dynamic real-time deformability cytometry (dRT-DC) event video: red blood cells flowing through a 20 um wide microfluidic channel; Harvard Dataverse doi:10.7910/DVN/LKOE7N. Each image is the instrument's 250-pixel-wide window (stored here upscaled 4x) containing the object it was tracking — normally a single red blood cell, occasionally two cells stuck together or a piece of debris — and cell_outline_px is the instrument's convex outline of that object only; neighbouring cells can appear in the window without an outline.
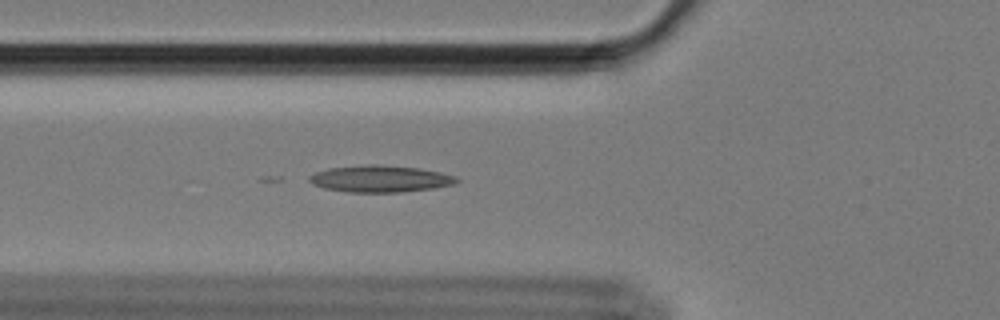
{"species": "Egyptian fruit bat (a non-hibernating species)", "species_latin": "Rousettus aegyptiacus", "temperature_condition": "cold", "stored_images_in_passage": 45, "camera_frame_rate_fps": 3000, "um_per_image_px": 0.085, "animal": {"sex": "female"}, "frame": {"image": 1, "passage_image": 8, "time_ms": 2.333, "image_size_px": [1000, 320], "cell_outline_px": [[460, 180], [456, 184], [432, 188], [400, 192], [348, 192], [324, 188], [312, 184], [308, 180], [308, 176], [316, 172], [328, 168], [364, 164], [376, 164], [420, 168], [440, 172], [456, 176]], "centroid_in_image_um": [32.31, 15.19], "position_along_channel_um": 93.5, "area_um2": 23.12}}
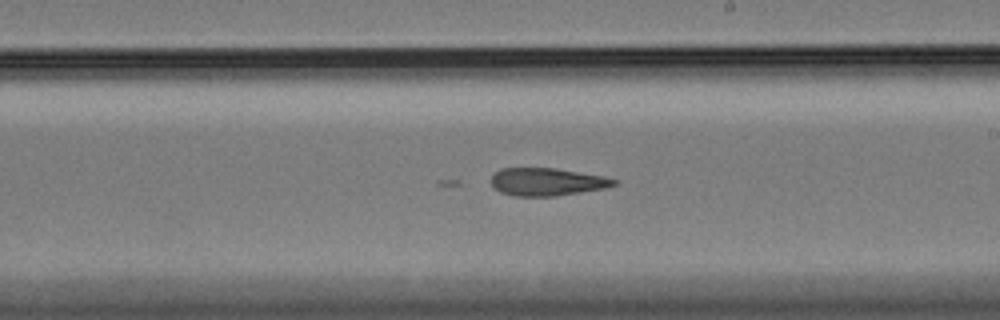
{"frame": {"image": 2, "passage_image": 21, "time_ms": 6.667, "image_size_px": [1000, 320], "cell_outline_px": [[620, 180], [616, 184], [608, 188], [556, 196], [516, 196], [500, 192], [492, 188], [492, 176], [500, 168], [556, 168], [604, 176]], "centroid_in_image_um": [46.53, 15.46], "position_along_channel_um": 242.5, "area_um2": 20.06}}
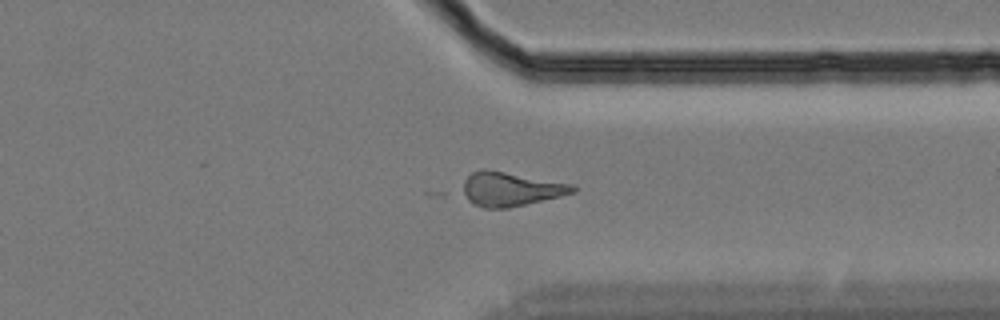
{"frame": {"image": 3, "passage_image": 32, "time_ms": 10.333, "image_size_px": [1000, 320], "cell_outline_px": [[576, 192], [560, 196], [508, 208], [484, 208], [472, 204], [460, 192], [464, 180], [472, 172], [480, 168], [484, 168], [572, 184], [576, 188]], "centroid_in_image_um": [43.33, 16.07], "position_along_channel_um": 368.1, "area_um2": 21.91}, "authors_computed_cell_mechanics": {"area_um2": 20.8658, "velocity_mm_per_s": 3.4249, "shape_relaxation_time_tau1_ms": null, "shape_relaxation_time_tau2_ms": 5.1565, "deformation_change_tau1": null, "deformation_change_tau2": 0.152}}